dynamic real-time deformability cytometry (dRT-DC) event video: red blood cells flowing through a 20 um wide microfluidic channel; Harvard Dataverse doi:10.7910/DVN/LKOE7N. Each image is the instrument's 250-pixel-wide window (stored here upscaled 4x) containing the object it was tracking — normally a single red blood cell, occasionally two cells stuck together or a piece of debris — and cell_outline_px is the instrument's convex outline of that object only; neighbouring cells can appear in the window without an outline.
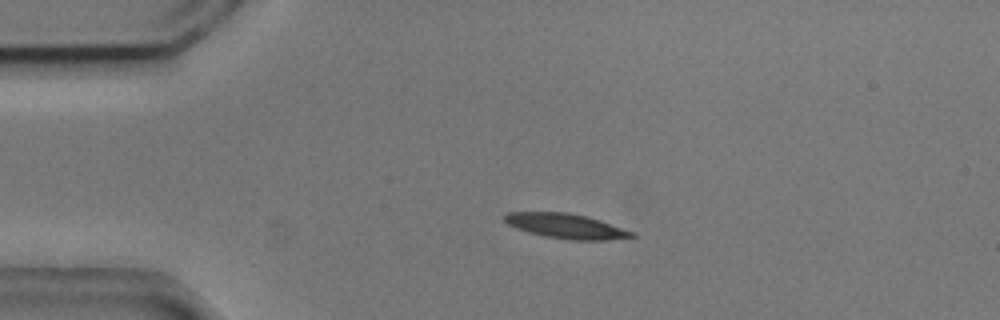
{"species": "common noctule bat (a hibernating species)", "species_latin": "Nyctalus noctula", "temperature_condition": "cold", "stored_images_in_passage": 4, "camera_frame_rate_fps": 3000, "um_per_image_px": 0.085, "animal": {"sex": "male", "body_mass_g": 20.5, "forearm_length_mm": 52.5}, "frame": {"image": 1, "passage_image": 3, "time_ms": 0.667, "image_size_px": [1000, 320], "cell_outline_px": [[636, 236], [604, 240], [572, 240], [544, 236], [528, 232], [516, 228], [508, 224], [500, 216], [508, 212], [568, 212], [600, 220], [636, 232]], "centroid_in_image_um": [48.09, 19.21], "position_along_channel_um": 36.9, "area_um2": 18.44}}